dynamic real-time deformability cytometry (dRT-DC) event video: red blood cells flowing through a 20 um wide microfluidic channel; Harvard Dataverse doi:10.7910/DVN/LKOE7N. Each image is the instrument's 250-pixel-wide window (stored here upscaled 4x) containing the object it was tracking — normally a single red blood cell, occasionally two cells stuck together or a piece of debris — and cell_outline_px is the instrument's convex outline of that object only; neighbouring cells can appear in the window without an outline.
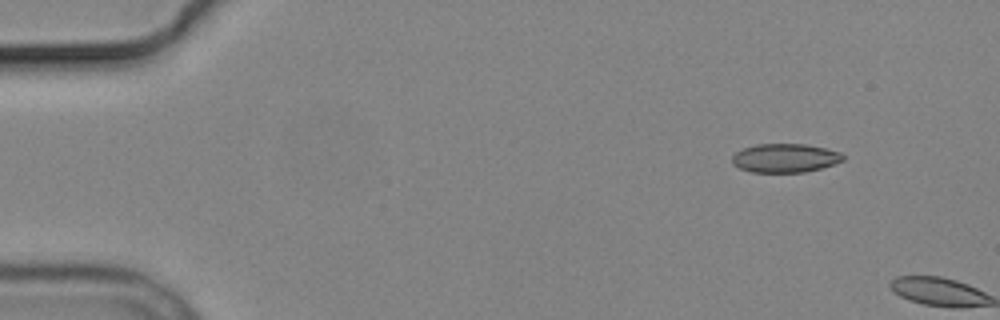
{"species": "common noctule bat (a hibernating species)", "species_latin": "Nyctalus noctula", "temperature_condition": "cold", "stored_images_in_passage": 2, "camera_frame_rate_fps": 3000, "um_per_image_px": 0.085, "animal": {"sex": "male", "body_mass_g": 19.2, "forearm_length_mm": 51.8}, "frame": {"image": 1, "passage_image": 2, "time_ms": 2.0, "image_size_px": [1000, 320], "cell_outline_px": [[844, 160], [820, 168], [804, 172], [752, 172], [740, 168], [732, 164], [732, 156], [736, 152], [744, 148], [756, 144], [804, 144], [824, 148], [840, 152], [844, 156]], "centroid_in_image_um": [66.7, 13.43], "position_along_channel_um": 18.3, "area_um2": 18.44}}